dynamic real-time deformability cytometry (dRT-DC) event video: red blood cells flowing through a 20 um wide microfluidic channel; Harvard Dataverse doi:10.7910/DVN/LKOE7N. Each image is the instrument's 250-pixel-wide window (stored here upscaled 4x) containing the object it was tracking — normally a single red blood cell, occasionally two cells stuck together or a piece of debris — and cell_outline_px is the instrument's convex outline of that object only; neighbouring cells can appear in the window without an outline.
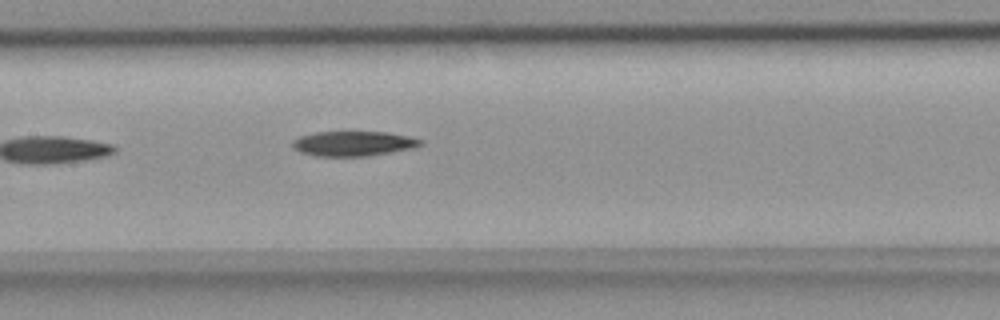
{"species": "common noctule bat (a hibernating species)", "species_latin": "Nyctalus noctula", "temperature_condition": "room temperature", "stored_images_in_passage": 7, "camera_frame_rate_fps": 3000, "um_per_image_px": 0.085, "animal": {"sex": "female", "body_mass_g": 18.4}, "frame": {"image": 1, "passage_image": 7, "time_ms": 2.0, "image_size_px": [1000, 320], "cell_outline_px": [[424, 144], [412, 148], [368, 156], [316, 156], [300, 152], [292, 144], [292, 140], [300, 136], [316, 132], [388, 132], [408, 136], [424, 140]], "centroid_in_image_um": [30.06, 12.2], "position_along_channel_um": 177.3, "area_um2": 18.5}}